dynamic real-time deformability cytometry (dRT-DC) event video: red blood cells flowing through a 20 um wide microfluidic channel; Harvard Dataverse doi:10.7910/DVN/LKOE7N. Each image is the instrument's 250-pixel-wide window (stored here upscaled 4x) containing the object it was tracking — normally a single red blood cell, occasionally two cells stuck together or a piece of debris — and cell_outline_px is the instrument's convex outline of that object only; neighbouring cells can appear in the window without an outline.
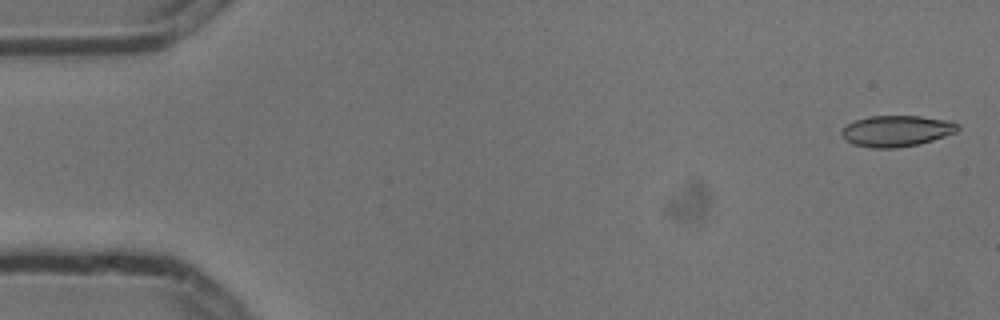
{"species": "common noctule bat (a hibernating species)", "species_latin": "Nyctalus noctula", "temperature_condition": "cold", "stored_images_in_passage": 5, "camera_frame_rate_fps": 3000, "um_per_image_px": 0.085, "animal": {"sex": "male", "body_mass_g": 13.3}, "frame": {"image": 1, "passage_image": 1, "time_ms": 0.0, "image_size_px": [1000, 320], "cell_outline_px": [[960, 128], [956, 132], [920, 144], [896, 148], [872, 148], [852, 144], [844, 140], [840, 132], [848, 124], [856, 120], [868, 116], [920, 116], [944, 120], [960, 124]], "centroid_in_image_um": [76.18, 11.14], "position_along_channel_um": 8.8, "area_um2": 21.04}}
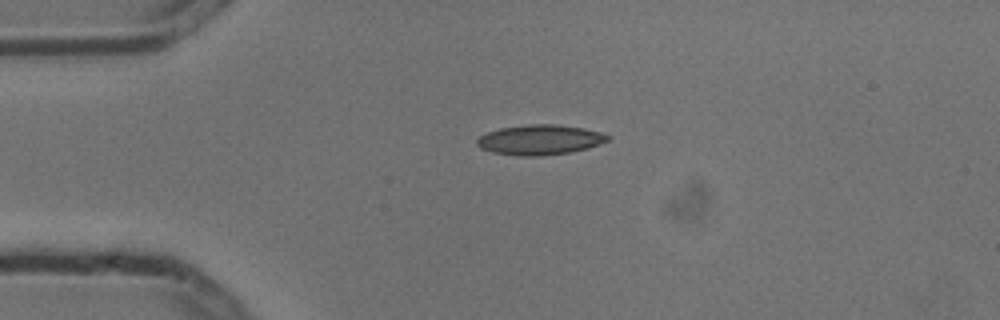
{"frame": {"image": 2, "passage_image": 4, "time_ms": 1.0, "image_size_px": [1000, 320], "cell_outline_px": [[612, 136], [608, 140], [588, 148], [568, 152], [540, 156], [516, 156], [492, 152], [480, 148], [476, 144], [476, 140], [480, 136], [488, 132], [500, 128], [528, 124], [556, 124], [584, 128], [600, 132]], "centroid_in_image_um": [45.87, 11.88], "position_along_channel_um": 39.1, "area_um2": 22.89}}